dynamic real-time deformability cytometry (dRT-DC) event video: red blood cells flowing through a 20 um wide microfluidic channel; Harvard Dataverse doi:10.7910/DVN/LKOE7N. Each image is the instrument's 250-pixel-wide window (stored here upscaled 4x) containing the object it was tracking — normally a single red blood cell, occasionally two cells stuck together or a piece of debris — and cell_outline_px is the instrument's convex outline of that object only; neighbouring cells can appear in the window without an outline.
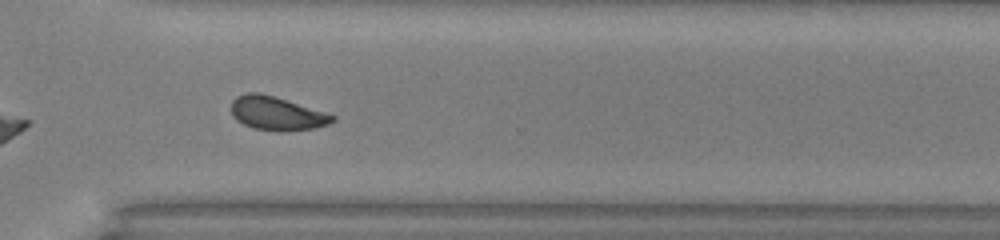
{"species": "common noctule bat (a hibernating species)", "species_latin": "Nyctalus noctula", "temperature_condition": "warm", "stored_images_in_passage": 28, "camera_frame_rate_fps": 3000, "um_per_image_px": 0.085, "animal": {"sex": "male", "body_mass_g": 13.0, "forearm_length_mm": 53.1}, "frame": {"image": 1, "passage_image": 24, "time_ms": 7.667, "image_size_px": [1000, 240], "cell_outline_px": [[336, 120], [328, 124], [316, 128], [280, 132], [252, 128], [236, 120], [232, 116], [232, 100], [236, 96], [248, 92], [260, 92], [324, 112], [336, 116]], "centroid_in_image_um": [23.5, 9.65], "position_along_channel_um": 347.1, "area_um2": 19.83}, "authors_computed_cell_mechanics": {"area_um2": 19.9121, "velocity_mm_per_s": 3.987, "shape_relaxation_time_tau1_ms": 4.3569, "shape_relaxation_time_tau2_ms": 3.0465, "deformation_change_tau1": 0.1219, "deformation_change_tau2": 0.0664}}